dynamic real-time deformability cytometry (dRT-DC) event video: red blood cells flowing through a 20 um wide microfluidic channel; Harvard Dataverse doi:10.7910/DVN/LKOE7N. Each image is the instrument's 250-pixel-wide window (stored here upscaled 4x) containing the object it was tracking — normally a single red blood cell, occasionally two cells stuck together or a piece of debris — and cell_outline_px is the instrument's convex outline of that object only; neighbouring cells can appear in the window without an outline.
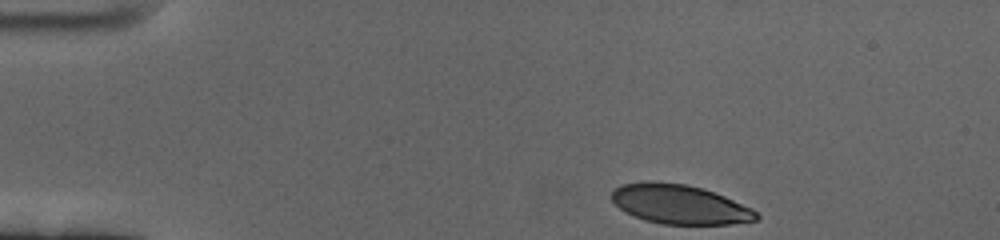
{"species": "human", "species_latin": "Homo sapiens", "temperature_condition": "cold", "stored_images_in_passage": 42, "camera_frame_rate_fps": 3000, "um_per_image_px": 0.085, "donor": {"sex": "female"}, "frame": {"image": 1, "passage_image": 1, "time_ms": 0.0, "image_size_px": [1000, 240], "cell_outline_px": [[760, 216], [756, 220], [728, 224], [660, 224], [644, 220], [620, 208], [612, 200], [612, 192], [620, 184], [688, 184], [724, 196], [752, 208]], "centroid_in_image_um": [57.83, 17.41], "position_along_channel_um": 27.2, "area_um2": 32.02}}
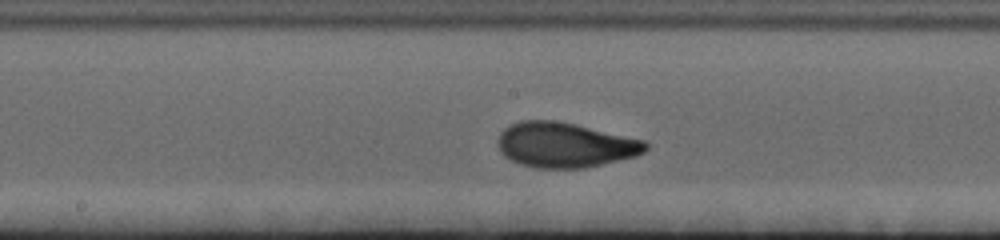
{"frame": {"image": 2, "passage_image": 23, "time_ms": 7.333, "image_size_px": [1000, 240], "cell_outline_px": [[648, 148], [644, 152], [636, 156], [584, 168], [536, 168], [520, 164], [504, 156], [500, 152], [500, 132], [504, 128], [520, 120], [556, 120], [576, 124], [644, 140], [648, 144]], "centroid_in_image_um": [48.03, 12.32], "position_along_channel_um": 200.2, "area_um2": 38.61}}
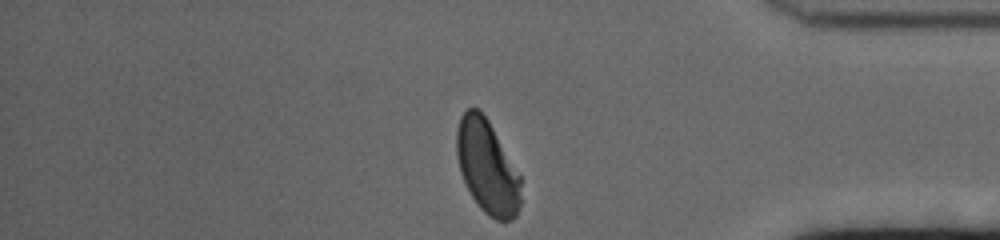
{"frame": {"image": 3, "passage_image": 42, "time_ms": 13.667, "image_size_px": [1000, 240], "cell_outline_px": [[520, 204], [516, 216], [512, 220], [504, 224], [488, 216], [480, 208], [472, 196], [460, 172], [456, 156], [456, 132], [460, 116], [468, 108], [480, 108], [488, 120], [520, 176]], "centroid_in_image_um": [41.4, 14.21], "position_along_channel_um": 393.8, "area_um2": 35.03}, "authors_computed_cell_mechanics": {"area_um2": 37.1365, "velocity_mm_per_s": 3.3926, "shape_relaxation_time_tau1_ms": 3.5562, "shape_relaxation_time_tau2_ms": 1.0513, "deformation_change_tau1": 0.1652, "deformation_change_tau2": 0.0629}}